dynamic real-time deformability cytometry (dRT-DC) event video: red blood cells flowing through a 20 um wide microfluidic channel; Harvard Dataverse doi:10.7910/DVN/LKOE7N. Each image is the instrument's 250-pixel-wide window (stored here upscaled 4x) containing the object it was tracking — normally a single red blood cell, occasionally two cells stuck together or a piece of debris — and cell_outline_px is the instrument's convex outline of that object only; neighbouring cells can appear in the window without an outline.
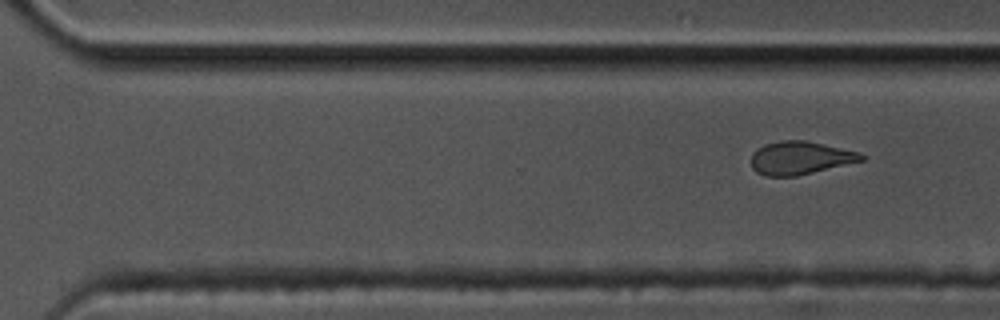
{"species": "common noctule bat (a hibernating species)", "species_latin": "Nyctalus noctula", "temperature_condition": "cold", "stored_images_in_passage": 9, "segment_of_instrument_passage": [2, 2], "camera_frame_rate_fps": 3000, "um_per_image_px": 0.085, "animal": {"sex": "male", "body_mass_g": 17.5, "forearm_length_mm": 52.3}, "frame": {"image": 1, "passage_image": 9, "time_ms": 2.667, "image_size_px": [1000, 320], "cell_outline_px": [[864, 160], [796, 176], [768, 176], [756, 172], [752, 168], [752, 152], [756, 148], [764, 144], [780, 140], [804, 140], [824, 144], [860, 152], [864, 156]], "centroid_in_image_um": [67.98, 13.41], "position_along_channel_um": 302.6, "area_um2": 21.21}}